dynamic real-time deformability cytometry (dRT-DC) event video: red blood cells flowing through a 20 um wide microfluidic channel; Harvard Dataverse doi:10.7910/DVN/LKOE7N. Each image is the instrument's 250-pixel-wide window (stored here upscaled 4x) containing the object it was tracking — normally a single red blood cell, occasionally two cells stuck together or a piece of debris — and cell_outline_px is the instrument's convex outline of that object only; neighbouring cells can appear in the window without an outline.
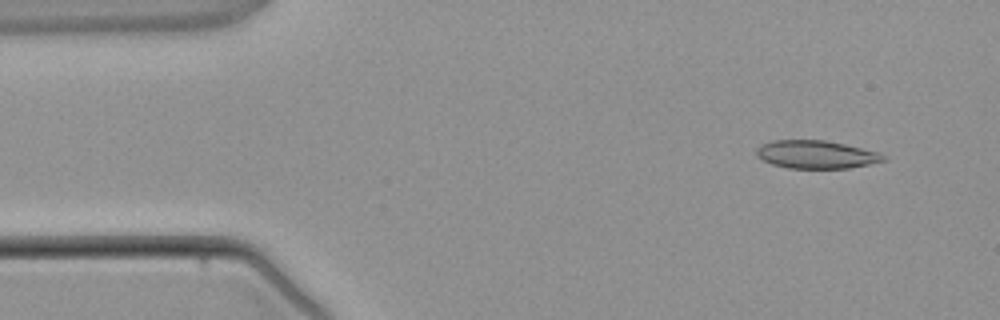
{"species": "common noctule bat (a hibernating species)", "species_latin": "Nyctalus noctula", "temperature_condition": "warm", "stored_images_in_passage": 4, "camera_frame_rate_fps": 3000, "um_per_image_px": 0.085, "animal": {"sex": "male", "body_mass_g": 21.5, "forearm_length_mm": 52.0}, "frame": {"image": 1, "passage_image": 1, "time_ms": 0.0, "image_size_px": [1000, 320], "cell_outline_px": [[888, 160], [848, 168], [788, 168], [772, 164], [756, 156], [756, 148], [760, 144], [772, 140], [824, 140], [844, 144], [880, 152], [888, 156]], "centroid_in_image_um": [69.39, 13.12], "position_along_channel_um": 15.6, "area_um2": 20.87}}